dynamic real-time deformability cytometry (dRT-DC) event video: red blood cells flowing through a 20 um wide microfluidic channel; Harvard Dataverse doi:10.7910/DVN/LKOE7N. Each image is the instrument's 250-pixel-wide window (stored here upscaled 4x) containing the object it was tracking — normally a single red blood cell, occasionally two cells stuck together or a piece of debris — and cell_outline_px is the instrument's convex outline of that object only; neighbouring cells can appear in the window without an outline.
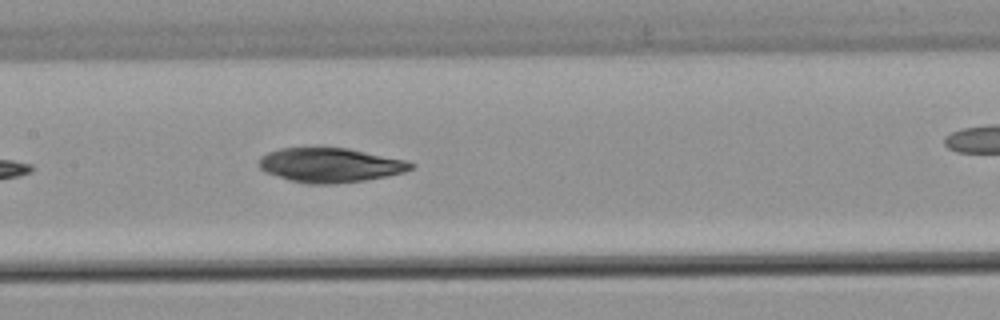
{"species": "common noctule bat (a hibernating species)", "species_latin": "Nyctalus noctula", "temperature_condition": "warm", "stored_images_in_passage": 8, "camera_frame_rate_fps": 3000, "um_per_image_px": 0.085, "animal": {"sex": "male", "body_mass_g": 21.5, "forearm_length_mm": 52.0}, "frame": {"image": 1, "passage_image": 7, "time_ms": 2.0, "image_size_px": [1000, 320], "cell_outline_px": [[416, 164], [412, 168], [404, 172], [388, 176], [364, 180], [332, 184], [308, 184], [292, 180], [264, 172], [260, 168], [260, 156], [268, 152], [280, 148], [312, 144], [324, 144], [348, 148], [404, 160]], "centroid_in_image_um": [28.02, 13.98], "position_along_channel_um": 179.4, "area_um2": 31.33}}